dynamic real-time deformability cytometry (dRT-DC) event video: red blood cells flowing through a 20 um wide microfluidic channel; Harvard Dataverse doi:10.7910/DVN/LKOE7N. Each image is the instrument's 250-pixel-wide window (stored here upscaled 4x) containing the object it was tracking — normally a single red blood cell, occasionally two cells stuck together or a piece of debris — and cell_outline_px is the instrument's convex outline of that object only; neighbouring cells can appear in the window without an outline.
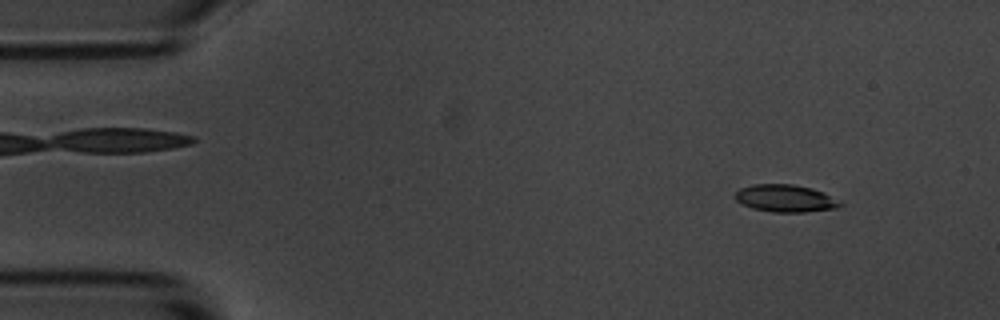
{"species": "common noctule bat (a hibernating species)", "species_latin": "Nyctalus noctula", "temperature_condition": "room temperature", "stored_images_in_passage": 56, "camera_frame_rate_fps": 3000, "um_per_image_px": 0.085, "animal": {"sex": "male", "body_mass_g": 20.1, "forearm_length_mm": 53.5}, "frame": {"image": 1, "passage_image": 5, "time_ms": 1.333, "image_size_px": [1000, 320], "cell_outline_px": [[844, 204], [836, 208], [804, 212], [772, 212], [752, 208], [736, 200], [732, 196], [740, 188], [752, 184], [792, 184], [812, 188], [824, 192]], "centroid_in_image_um": [66.74, 16.85], "position_along_channel_um": 18.3, "area_um2": 16.76}}
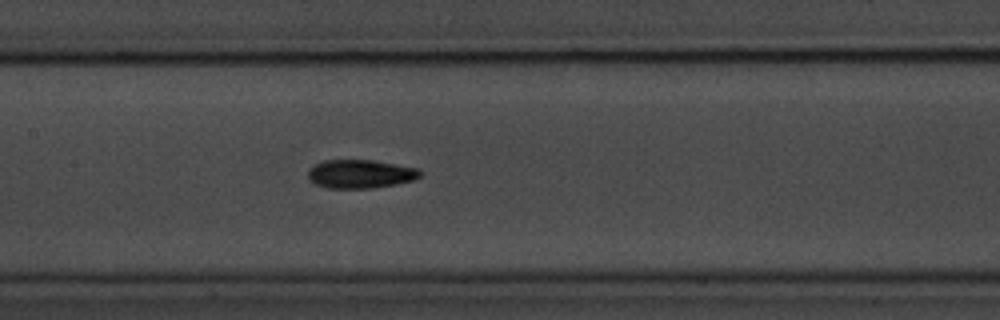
{"frame": {"image": 2, "passage_image": 26, "time_ms": 8.333, "image_size_px": [1000, 320], "cell_outline_px": [[424, 172], [416, 180], [396, 184], [372, 188], [328, 188], [316, 184], [308, 180], [308, 168], [312, 164], [324, 160], [372, 160], [416, 168]], "centroid_in_image_um": [30.6, 14.78], "position_along_channel_um": 176.8, "area_um2": 18.84}}
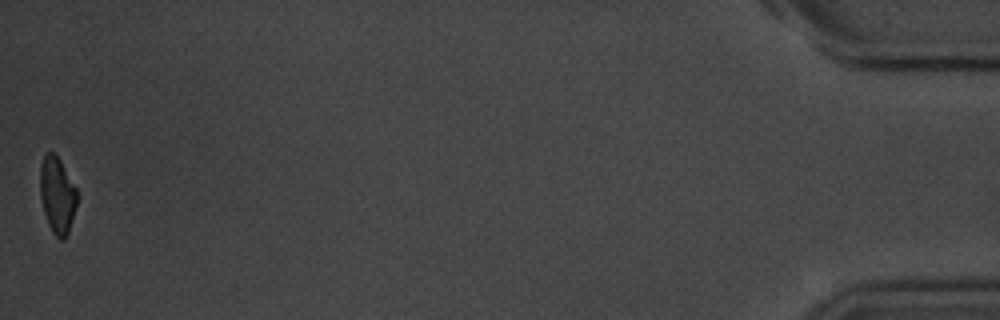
{"frame": {"image": 3, "passage_image": 56, "time_ms": 18.333, "image_size_px": [1000, 320], "cell_outline_px": [[80, 196], [68, 232], [64, 240], [60, 240], [52, 232], [48, 224], [44, 212], [40, 196], [40, 164], [44, 156], [48, 152], [52, 152], [60, 160], [76, 188]], "centroid_in_image_um": [4.88, 16.6], "position_along_channel_um": 430.3, "area_um2": 16.59}, "authors_computed_cell_mechanics": {"area_um2": 17.8602, "velocity_mm_per_s": 3.5012, "shape_relaxation_time_tau1_ms": 3.1887, "shape_relaxation_time_tau2_ms": 10.7438, "deformation_change_tau1": 0.137, "deformation_change_tau2": 0.1864}}